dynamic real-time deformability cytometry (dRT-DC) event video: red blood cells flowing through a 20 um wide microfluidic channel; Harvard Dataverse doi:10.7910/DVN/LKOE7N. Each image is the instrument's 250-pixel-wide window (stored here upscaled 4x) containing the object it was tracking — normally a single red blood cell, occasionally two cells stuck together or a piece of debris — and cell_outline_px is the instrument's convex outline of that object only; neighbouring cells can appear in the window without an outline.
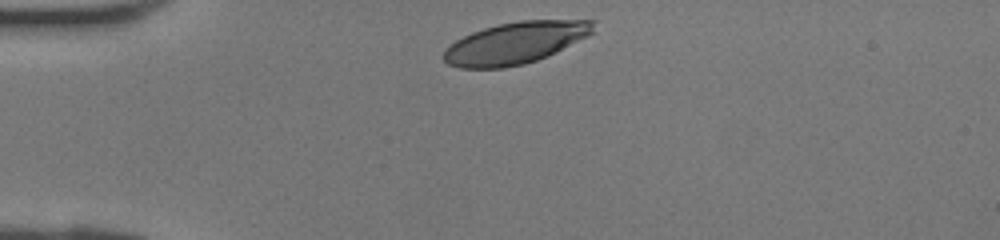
{"species": "human", "species_latin": "Homo sapiens", "temperature_condition": "room temperature", "stored_images_in_passage": 27, "camera_frame_rate_fps": 3000, "um_per_image_px": 0.085, "donor": {"sex": "female"}, "frame": {"image": 1, "passage_image": 1, "time_ms": 0.0, "image_size_px": [1000, 240], "cell_outline_px": [[596, 32], [588, 36], [536, 60], [524, 64], [504, 68], [460, 68], [448, 64], [440, 56], [456, 40], [472, 32], [496, 24], [520, 20], [596, 20]], "centroid_in_image_um": [43.82, 3.64], "position_along_channel_um": 41.2, "area_um2": 36.36}}
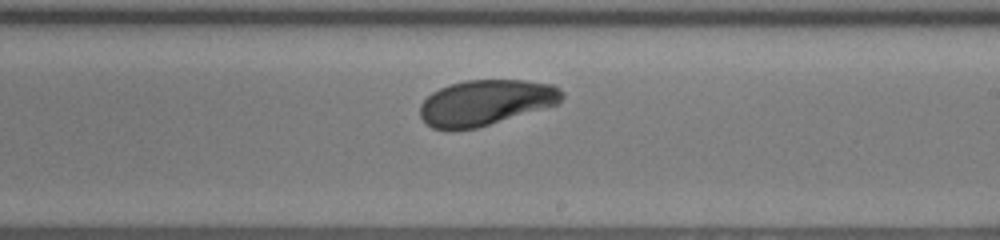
{"frame": {"image": 2, "passage_image": 16, "time_ms": 5.0, "image_size_px": [1000, 240], "cell_outline_px": [[564, 96], [560, 104], [476, 128], [452, 132], [432, 128], [420, 116], [420, 104], [432, 92], [440, 88], [464, 80], [524, 80], [552, 84], [560, 88], [564, 92]], "centroid_in_image_um": [41.3, 8.73], "position_along_channel_um": 247.7, "area_um2": 38.09}}
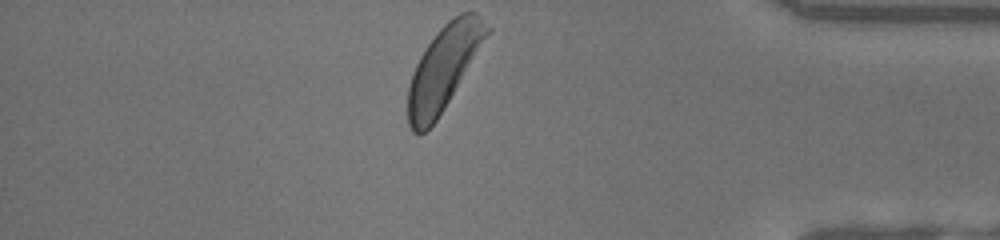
{"frame": {"image": 3, "passage_image": 27, "time_ms": 8.667, "image_size_px": [1000, 240], "cell_outline_px": [[492, 32], [436, 120], [420, 136], [412, 132], [408, 124], [408, 84], [412, 72], [420, 56], [436, 32], [448, 20], [460, 12], [476, 12], [492, 28]], "centroid_in_image_um": [37.73, 5.74], "position_along_channel_um": 397.5, "area_um2": 38.61}}